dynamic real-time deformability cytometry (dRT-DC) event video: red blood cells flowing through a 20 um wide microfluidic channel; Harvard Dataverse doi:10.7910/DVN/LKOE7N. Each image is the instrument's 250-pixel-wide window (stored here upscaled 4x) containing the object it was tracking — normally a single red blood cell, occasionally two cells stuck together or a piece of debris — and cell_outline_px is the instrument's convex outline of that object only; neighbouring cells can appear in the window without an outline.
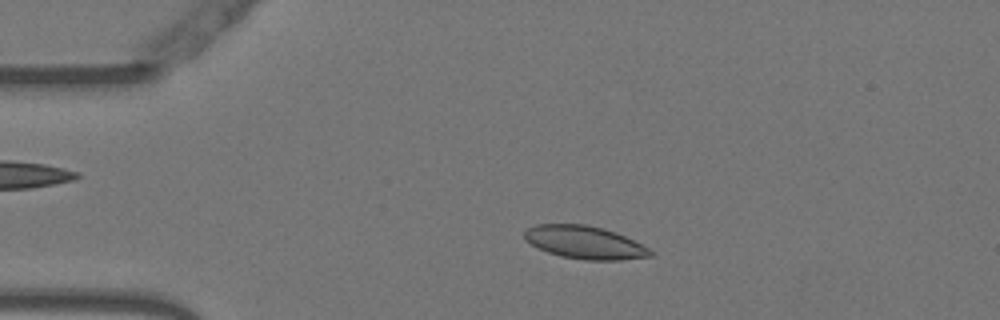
{"species": "Egyptian fruit bat (a non-hibernating species)", "species_latin": "Rousettus aegyptiacus", "temperature_condition": "warm", "stored_images_in_passage": 53, "camera_frame_rate_fps": 3000, "um_per_image_px": 0.085, "animal": {"sex": "female"}, "frame": {"image": 1, "passage_image": 11, "time_ms": 3.333, "image_size_px": [1000, 320], "cell_outline_px": [[656, 252], [652, 256], [620, 260], [584, 260], [560, 256], [548, 252], [524, 240], [524, 232], [528, 228], [536, 224], [588, 224], [616, 232]], "centroid_in_image_um": [49.7, 20.6], "position_along_channel_um": 35.3, "area_um2": 24.1}}
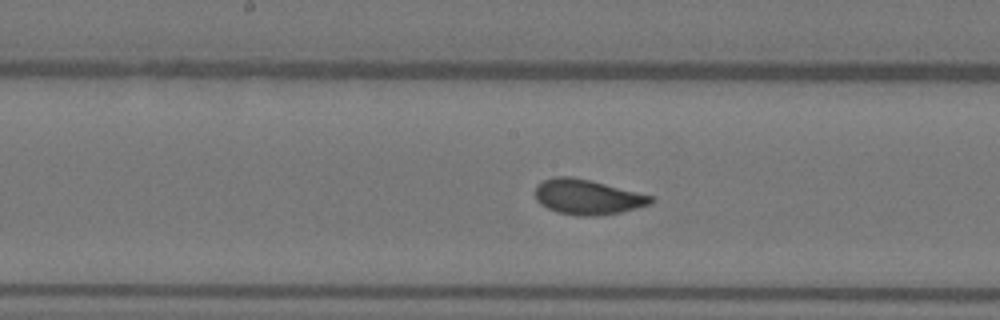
{"frame": {"image": 2, "passage_image": 27, "time_ms": 8.667, "image_size_px": [1000, 320], "cell_outline_px": [[656, 200], [652, 204], [620, 212], [600, 216], [576, 216], [556, 212], [540, 204], [536, 200], [536, 184], [552, 176], [572, 176], [652, 196]], "centroid_in_image_um": [49.91, 16.75], "position_along_channel_um": 198.3, "area_um2": 23.64}}
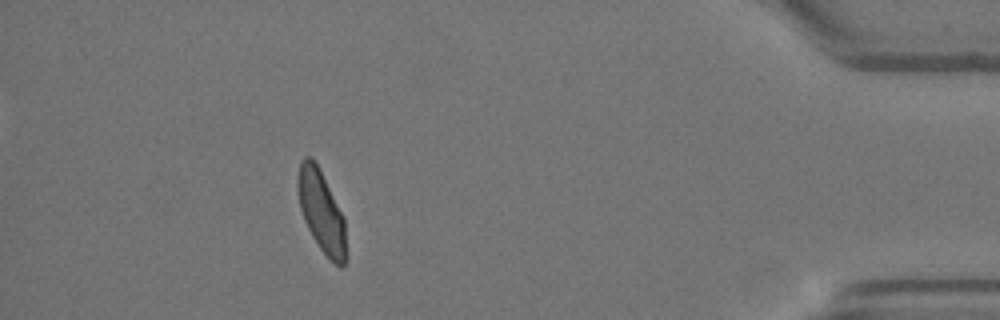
{"frame": {"image": 3, "passage_image": 48, "time_ms": 15.667, "image_size_px": [1000, 320], "cell_outline_px": [[344, 264], [340, 268], [320, 248], [312, 236], [304, 220], [300, 208], [296, 188], [296, 180], [300, 160], [304, 156], [312, 156], [320, 168], [344, 216]], "centroid_in_image_um": [27.26, 17.84], "position_along_channel_um": 407.9, "area_um2": 22.89}, "authors_computed_cell_mechanics": {"area_um2": 23.5824, "velocity_mm_per_s": 3.7737, "shape_relaxation_time_tau1_ms": 6.1495, "shape_relaxation_time_tau2_ms": null, "deformation_change_tau1": 0.148, "deformation_change_tau2": null}}